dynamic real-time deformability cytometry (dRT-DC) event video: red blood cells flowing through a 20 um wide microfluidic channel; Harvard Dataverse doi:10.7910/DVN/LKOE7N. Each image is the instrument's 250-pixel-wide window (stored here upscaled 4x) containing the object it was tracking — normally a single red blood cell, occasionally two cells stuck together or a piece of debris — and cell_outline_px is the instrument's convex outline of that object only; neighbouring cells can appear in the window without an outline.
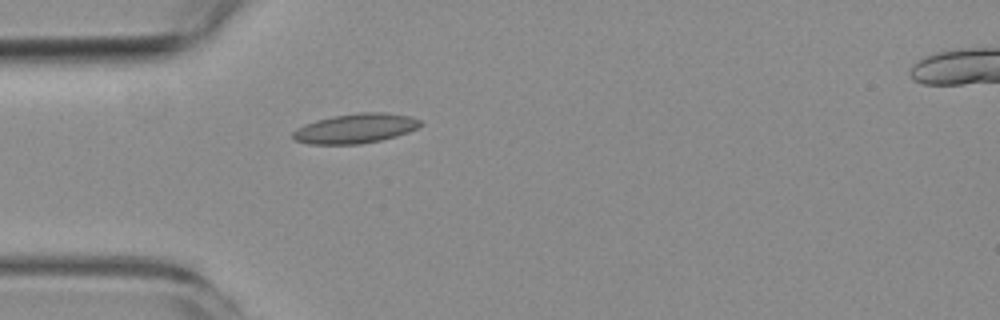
{"species": "common noctule bat (a hibernating species)", "species_latin": "Nyctalus noctula", "temperature_condition": "room temperature", "stored_images_in_passage": 1, "camera_frame_rate_fps": 3000, "um_per_image_px": 0.085, "animal": {"sex": "female", "body_mass_g": 19.3, "forearm_length_mm": 54.1}, "frame": {"image": 1, "passage_image": 1, "time_ms": 0.0, "image_size_px": [1000, 320], "cell_outline_px": [[424, 124], [408, 132], [396, 136], [380, 140], [360, 144], [308, 144], [296, 140], [292, 136], [292, 132], [296, 128], [304, 124], [316, 120], [332, 116], [356, 112], [384, 112], [408, 116], [420, 120]], "centroid_in_image_um": [30.19, 10.91], "position_along_channel_um": 54.8, "area_um2": 22.08}}